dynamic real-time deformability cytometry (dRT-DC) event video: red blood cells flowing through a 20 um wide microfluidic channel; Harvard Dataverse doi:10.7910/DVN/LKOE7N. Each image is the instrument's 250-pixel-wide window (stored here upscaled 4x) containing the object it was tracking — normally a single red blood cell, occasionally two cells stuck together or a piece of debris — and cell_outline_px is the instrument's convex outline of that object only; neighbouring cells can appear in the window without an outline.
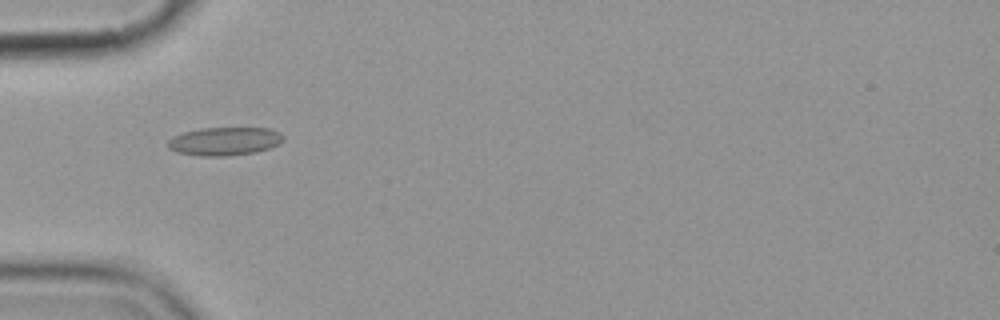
{"species": "common noctule bat (a hibernating species)", "species_latin": "Nyctalus noctula", "temperature_condition": "cold", "stored_images_in_passage": 5, "camera_frame_rate_fps": 3000, "um_per_image_px": 0.085, "animal": {"sex": "female", "body_mass_g": 19.9}, "frame": {"image": 1, "passage_image": 4, "time_ms": 3.667, "image_size_px": [1000, 320], "cell_outline_px": [[284, 140], [280, 144], [256, 152], [228, 156], [200, 156], [176, 152], [168, 148], [168, 140], [172, 136], [184, 132], [200, 128], [268, 128], [280, 132], [284, 136]], "centroid_in_image_um": [19.09, 12.01], "position_along_channel_um": 65.9, "area_um2": 19.19}}
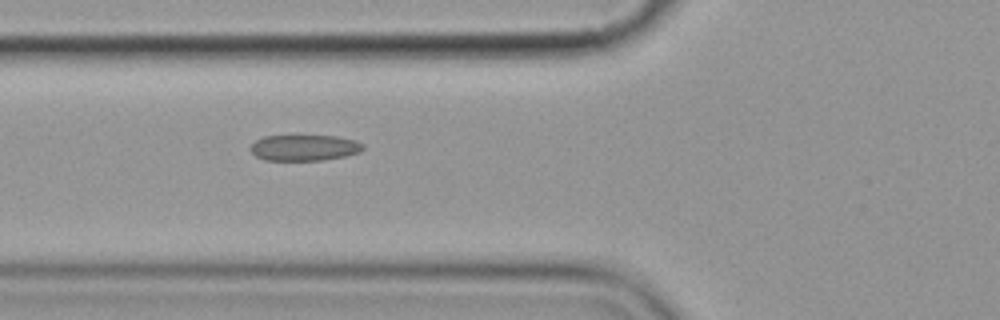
{"frame": {"image": 2, "passage_image": 5, "time_ms": 4.667, "image_size_px": [1000, 320], "cell_outline_px": [[364, 148], [360, 152], [344, 156], [324, 160], [264, 160], [256, 156], [248, 148], [256, 140], [264, 136], [336, 136], [356, 140], [364, 144]], "centroid_in_image_um": [25.87, 12.55], "position_along_channel_um": 99.9, "area_um2": 17.05}}